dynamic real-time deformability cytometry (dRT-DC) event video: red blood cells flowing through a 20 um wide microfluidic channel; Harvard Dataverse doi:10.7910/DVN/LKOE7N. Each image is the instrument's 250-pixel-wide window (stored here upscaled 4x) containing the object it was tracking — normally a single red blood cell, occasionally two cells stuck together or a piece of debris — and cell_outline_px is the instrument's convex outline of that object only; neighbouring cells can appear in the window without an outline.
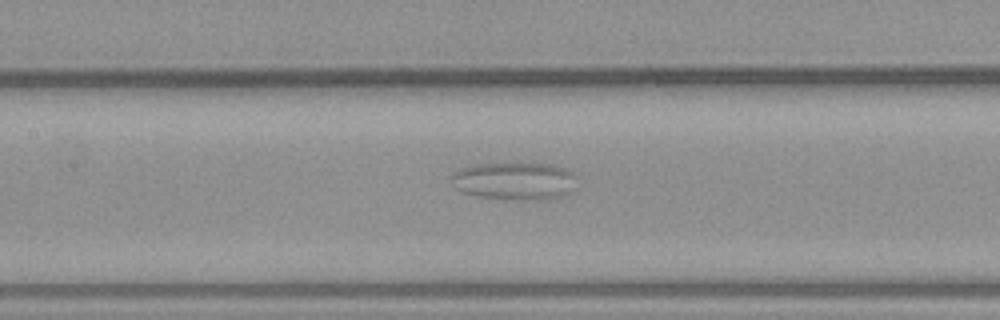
{"species": "common noctule bat (a hibernating species)", "species_latin": "Nyctalus noctula", "temperature_condition": "warm", "stored_images_in_passage": 43, "camera_frame_rate_fps": 3000, "um_per_image_px": 0.085, "animal": {"sex": "male", "body_mass_g": 23.1, "forearm_length_mm": 52.7}, "frame": {"image": 1, "passage_image": 18, "time_ms": 5.667, "image_size_px": [1000, 320], "cell_outline_px": [[580, 176], [576, 188], [560, 196], [540, 200], [516, 200], [480, 196], [460, 192], [456, 188], [452, 176], [460, 168], [480, 164], [552, 164], [564, 168]], "centroid_in_image_um": [43.83, 15.39], "position_along_channel_um": 163.6, "area_um2": 27.51}}
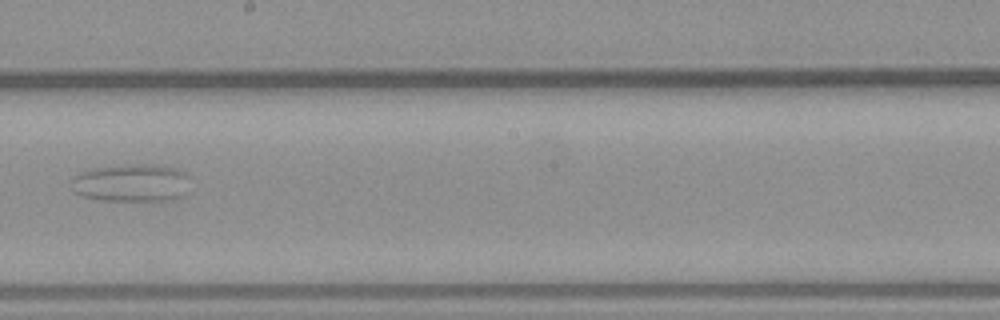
{"frame": {"image": 2, "passage_image": 23, "time_ms": 7.333, "image_size_px": [1000, 320], "cell_outline_px": [[188, 176], [184, 196], [172, 200], [100, 200], [84, 196], [72, 192], [72, 180], [80, 172], [96, 168], [128, 164], [156, 164], [172, 168], [184, 172]], "centroid_in_image_um": [11.16, 15.55], "position_along_channel_um": 237.0, "area_um2": 25.95}}
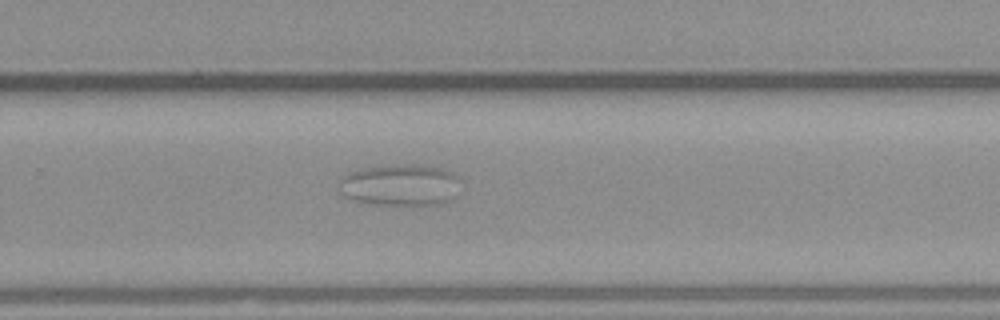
{"frame": {"image": 3, "passage_image": 27, "time_ms": 8.667, "image_size_px": [1000, 320], "cell_outline_px": [[456, 176], [452, 200], [440, 204], [416, 208], [412, 208], [368, 204], [348, 200], [340, 192], [344, 176], [348, 172], [364, 168], [392, 164], [412, 164], [440, 168], [452, 172]], "centroid_in_image_um": [33.96, 15.79], "position_along_channel_um": 295.8, "area_um2": 30.06}}